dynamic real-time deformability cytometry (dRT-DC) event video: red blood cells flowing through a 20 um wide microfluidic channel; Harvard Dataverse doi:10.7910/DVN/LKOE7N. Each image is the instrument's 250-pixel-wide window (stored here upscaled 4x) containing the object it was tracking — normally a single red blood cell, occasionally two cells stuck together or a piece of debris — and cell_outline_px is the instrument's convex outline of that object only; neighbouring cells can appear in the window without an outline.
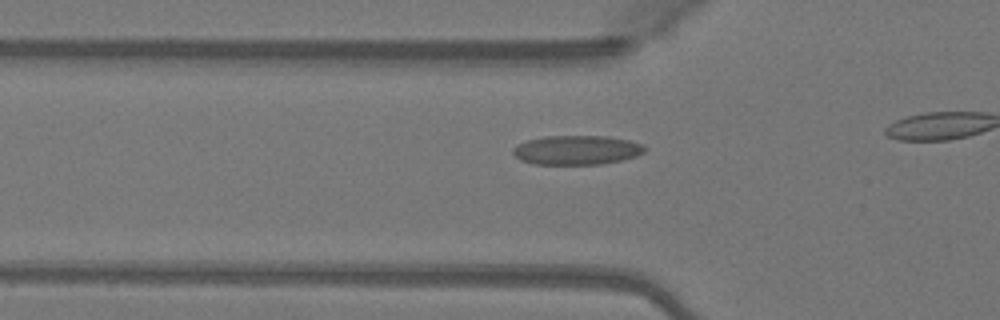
{"species": "Egyptian fruit bat (a non-hibernating species)", "species_latin": "Rousettus aegyptiacus", "temperature_condition": "warm", "stored_images_in_passage": 18, "camera_frame_rate_fps": 3000, "um_per_image_px": 0.085, "animal": {"sex": "female"}, "frame": {"image": 1, "passage_image": 13, "time_ms": 4.0, "image_size_px": [1000, 320], "cell_outline_px": [[644, 152], [636, 156], [620, 160], [600, 164], [532, 164], [520, 160], [512, 152], [512, 148], [516, 144], [528, 140], [544, 136], [608, 136], [628, 140], [644, 144]], "centroid_in_image_um": [48.99, 12.75], "position_along_channel_um": 76.8, "area_um2": 22.48}}
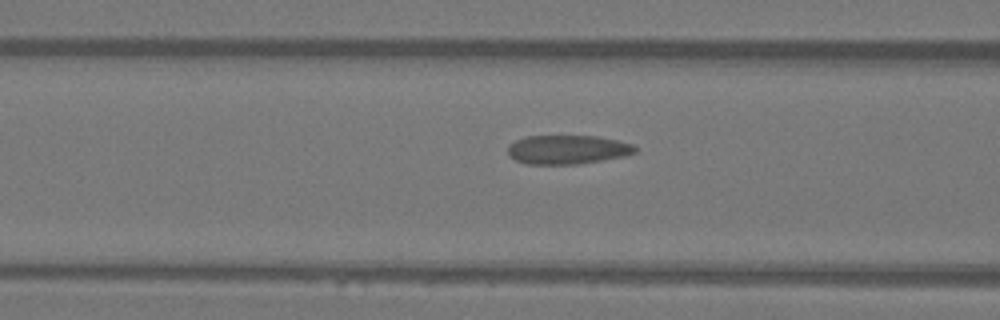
{"frame": {"image": 2, "passage_image": 16, "time_ms": 5.0, "image_size_px": [1000, 320], "cell_outline_px": [[636, 152], [624, 156], [604, 160], [580, 164], [524, 164], [508, 156], [508, 144], [516, 140], [528, 136], [596, 136], [616, 140], [632, 144], [636, 148]], "centroid_in_image_um": [48.21, 12.72], "position_along_channel_um": 118.4, "area_um2": 21.56}}